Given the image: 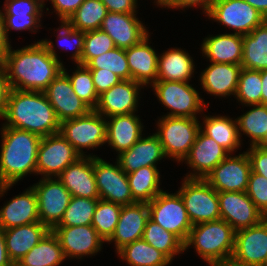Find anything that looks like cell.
Here are the masks:
<instances>
[{
  "instance_id": "cell-1",
  "label": "cell",
  "mask_w": 267,
  "mask_h": 266,
  "mask_svg": "<svg viewBox=\"0 0 267 266\" xmlns=\"http://www.w3.org/2000/svg\"><path fill=\"white\" fill-rule=\"evenodd\" d=\"M2 61L11 89L43 92L62 71L63 62L47 39L14 50Z\"/></svg>"
},
{
  "instance_id": "cell-2",
  "label": "cell",
  "mask_w": 267,
  "mask_h": 266,
  "mask_svg": "<svg viewBox=\"0 0 267 266\" xmlns=\"http://www.w3.org/2000/svg\"><path fill=\"white\" fill-rule=\"evenodd\" d=\"M0 131V197H3L28 173L37 175V154L42 137L8 126H2Z\"/></svg>"
},
{
  "instance_id": "cell-3",
  "label": "cell",
  "mask_w": 267,
  "mask_h": 266,
  "mask_svg": "<svg viewBox=\"0 0 267 266\" xmlns=\"http://www.w3.org/2000/svg\"><path fill=\"white\" fill-rule=\"evenodd\" d=\"M3 126L18 128L41 137L60 131L54 108L44 92L11 89Z\"/></svg>"
},
{
  "instance_id": "cell-4",
  "label": "cell",
  "mask_w": 267,
  "mask_h": 266,
  "mask_svg": "<svg viewBox=\"0 0 267 266\" xmlns=\"http://www.w3.org/2000/svg\"><path fill=\"white\" fill-rule=\"evenodd\" d=\"M235 231L223 219L198 223L190 229L184 250L193 246L198 256L208 264L231 259Z\"/></svg>"
},
{
  "instance_id": "cell-5",
  "label": "cell",
  "mask_w": 267,
  "mask_h": 266,
  "mask_svg": "<svg viewBox=\"0 0 267 266\" xmlns=\"http://www.w3.org/2000/svg\"><path fill=\"white\" fill-rule=\"evenodd\" d=\"M198 118L164 116L158 120L155 133L163 147L165 156L184 162L200 131Z\"/></svg>"
},
{
  "instance_id": "cell-6",
  "label": "cell",
  "mask_w": 267,
  "mask_h": 266,
  "mask_svg": "<svg viewBox=\"0 0 267 266\" xmlns=\"http://www.w3.org/2000/svg\"><path fill=\"white\" fill-rule=\"evenodd\" d=\"M59 132L81 157H96V155L84 154L86 152L83 151V148L94 150L106 144L107 122L103 115L92 109L83 116L62 121Z\"/></svg>"
},
{
  "instance_id": "cell-7",
  "label": "cell",
  "mask_w": 267,
  "mask_h": 266,
  "mask_svg": "<svg viewBox=\"0 0 267 266\" xmlns=\"http://www.w3.org/2000/svg\"><path fill=\"white\" fill-rule=\"evenodd\" d=\"M180 194L192 225L221 219L218 192L201 178H184Z\"/></svg>"
},
{
  "instance_id": "cell-8",
  "label": "cell",
  "mask_w": 267,
  "mask_h": 266,
  "mask_svg": "<svg viewBox=\"0 0 267 266\" xmlns=\"http://www.w3.org/2000/svg\"><path fill=\"white\" fill-rule=\"evenodd\" d=\"M158 100L171 112L163 116L198 118L207 105L189 82L156 81L151 85Z\"/></svg>"
},
{
  "instance_id": "cell-9",
  "label": "cell",
  "mask_w": 267,
  "mask_h": 266,
  "mask_svg": "<svg viewBox=\"0 0 267 266\" xmlns=\"http://www.w3.org/2000/svg\"><path fill=\"white\" fill-rule=\"evenodd\" d=\"M147 204L149 218L185 243L193 225L180 194L162 191Z\"/></svg>"
},
{
  "instance_id": "cell-10",
  "label": "cell",
  "mask_w": 267,
  "mask_h": 266,
  "mask_svg": "<svg viewBox=\"0 0 267 266\" xmlns=\"http://www.w3.org/2000/svg\"><path fill=\"white\" fill-rule=\"evenodd\" d=\"M221 25L234 30V34L247 35L266 18L244 0H216L205 15Z\"/></svg>"
},
{
  "instance_id": "cell-11",
  "label": "cell",
  "mask_w": 267,
  "mask_h": 266,
  "mask_svg": "<svg viewBox=\"0 0 267 266\" xmlns=\"http://www.w3.org/2000/svg\"><path fill=\"white\" fill-rule=\"evenodd\" d=\"M81 155L60 132L41 138L37 154V174L42 178L58 177L68 166L75 163Z\"/></svg>"
},
{
  "instance_id": "cell-12",
  "label": "cell",
  "mask_w": 267,
  "mask_h": 266,
  "mask_svg": "<svg viewBox=\"0 0 267 266\" xmlns=\"http://www.w3.org/2000/svg\"><path fill=\"white\" fill-rule=\"evenodd\" d=\"M38 201L40 223L52 231L62 219L71 199V193L57 178H41L32 185Z\"/></svg>"
},
{
  "instance_id": "cell-13",
  "label": "cell",
  "mask_w": 267,
  "mask_h": 266,
  "mask_svg": "<svg viewBox=\"0 0 267 266\" xmlns=\"http://www.w3.org/2000/svg\"><path fill=\"white\" fill-rule=\"evenodd\" d=\"M94 175L100 199L122 206L133 204L127 173L121 169L118 161L115 165L101 157H94Z\"/></svg>"
},
{
  "instance_id": "cell-14",
  "label": "cell",
  "mask_w": 267,
  "mask_h": 266,
  "mask_svg": "<svg viewBox=\"0 0 267 266\" xmlns=\"http://www.w3.org/2000/svg\"><path fill=\"white\" fill-rule=\"evenodd\" d=\"M250 173L251 162L245 151L236 156L229 154L205 177V180L217 192H245Z\"/></svg>"
},
{
  "instance_id": "cell-15",
  "label": "cell",
  "mask_w": 267,
  "mask_h": 266,
  "mask_svg": "<svg viewBox=\"0 0 267 266\" xmlns=\"http://www.w3.org/2000/svg\"><path fill=\"white\" fill-rule=\"evenodd\" d=\"M231 259L244 266H264L267 260V218L235 232Z\"/></svg>"
},
{
  "instance_id": "cell-16",
  "label": "cell",
  "mask_w": 267,
  "mask_h": 266,
  "mask_svg": "<svg viewBox=\"0 0 267 266\" xmlns=\"http://www.w3.org/2000/svg\"><path fill=\"white\" fill-rule=\"evenodd\" d=\"M221 219L235 232L259 224L265 216L245 192H218Z\"/></svg>"
},
{
  "instance_id": "cell-17",
  "label": "cell",
  "mask_w": 267,
  "mask_h": 266,
  "mask_svg": "<svg viewBox=\"0 0 267 266\" xmlns=\"http://www.w3.org/2000/svg\"><path fill=\"white\" fill-rule=\"evenodd\" d=\"M43 92L54 108L60 123L83 116L92 110L74 92L68 76L63 71L58 74Z\"/></svg>"
},
{
  "instance_id": "cell-18",
  "label": "cell",
  "mask_w": 267,
  "mask_h": 266,
  "mask_svg": "<svg viewBox=\"0 0 267 266\" xmlns=\"http://www.w3.org/2000/svg\"><path fill=\"white\" fill-rule=\"evenodd\" d=\"M52 231L58 237L66 259L95 256L104 243L92 225L55 227Z\"/></svg>"
},
{
  "instance_id": "cell-19",
  "label": "cell",
  "mask_w": 267,
  "mask_h": 266,
  "mask_svg": "<svg viewBox=\"0 0 267 266\" xmlns=\"http://www.w3.org/2000/svg\"><path fill=\"white\" fill-rule=\"evenodd\" d=\"M144 86L132 79L121 80L118 84L99 95L94 110L109 118L114 115L136 113L139 92Z\"/></svg>"
},
{
  "instance_id": "cell-20",
  "label": "cell",
  "mask_w": 267,
  "mask_h": 266,
  "mask_svg": "<svg viewBox=\"0 0 267 266\" xmlns=\"http://www.w3.org/2000/svg\"><path fill=\"white\" fill-rule=\"evenodd\" d=\"M136 15L137 13L108 12L100 30L112 38L115 47L128 49L149 35L146 26Z\"/></svg>"
},
{
  "instance_id": "cell-21",
  "label": "cell",
  "mask_w": 267,
  "mask_h": 266,
  "mask_svg": "<svg viewBox=\"0 0 267 266\" xmlns=\"http://www.w3.org/2000/svg\"><path fill=\"white\" fill-rule=\"evenodd\" d=\"M229 153L221 147L214 139L205 135L201 130L198 132L190 153L184 159L191 167V173L186 178L205 177L221 162Z\"/></svg>"
},
{
  "instance_id": "cell-22",
  "label": "cell",
  "mask_w": 267,
  "mask_h": 266,
  "mask_svg": "<svg viewBox=\"0 0 267 266\" xmlns=\"http://www.w3.org/2000/svg\"><path fill=\"white\" fill-rule=\"evenodd\" d=\"M149 219V207L145 202H135L122 206L115 231L107 243L115 242L116 253L125 245L143 237L146 222Z\"/></svg>"
},
{
  "instance_id": "cell-23",
  "label": "cell",
  "mask_w": 267,
  "mask_h": 266,
  "mask_svg": "<svg viewBox=\"0 0 267 266\" xmlns=\"http://www.w3.org/2000/svg\"><path fill=\"white\" fill-rule=\"evenodd\" d=\"M71 196L100 199L94 175V156L80 157L57 177Z\"/></svg>"
},
{
  "instance_id": "cell-24",
  "label": "cell",
  "mask_w": 267,
  "mask_h": 266,
  "mask_svg": "<svg viewBox=\"0 0 267 266\" xmlns=\"http://www.w3.org/2000/svg\"><path fill=\"white\" fill-rule=\"evenodd\" d=\"M44 7V0H5L2 15L7 36L12 29L36 33V29L41 27Z\"/></svg>"
},
{
  "instance_id": "cell-25",
  "label": "cell",
  "mask_w": 267,
  "mask_h": 266,
  "mask_svg": "<svg viewBox=\"0 0 267 266\" xmlns=\"http://www.w3.org/2000/svg\"><path fill=\"white\" fill-rule=\"evenodd\" d=\"M163 158L166 156L162 144L154 133L148 137H141L130 149L118 155L117 161L121 169L128 174L141 167H157L158 161Z\"/></svg>"
},
{
  "instance_id": "cell-26",
  "label": "cell",
  "mask_w": 267,
  "mask_h": 266,
  "mask_svg": "<svg viewBox=\"0 0 267 266\" xmlns=\"http://www.w3.org/2000/svg\"><path fill=\"white\" fill-rule=\"evenodd\" d=\"M23 194L14 196L0 209V227L10 229L40 222L36 193L30 186Z\"/></svg>"
},
{
  "instance_id": "cell-27",
  "label": "cell",
  "mask_w": 267,
  "mask_h": 266,
  "mask_svg": "<svg viewBox=\"0 0 267 266\" xmlns=\"http://www.w3.org/2000/svg\"><path fill=\"white\" fill-rule=\"evenodd\" d=\"M241 64L211 62L200 74V82L205 92L213 96L227 97L237 90Z\"/></svg>"
},
{
  "instance_id": "cell-28",
  "label": "cell",
  "mask_w": 267,
  "mask_h": 266,
  "mask_svg": "<svg viewBox=\"0 0 267 266\" xmlns=\"http://www.w3.org/2000/svg\"><path fill=\"white\" fill-rule=\"evenodd\" d=\"M138 116L135 113H130L106 118V143L116 150L118 155L130 149L142 137L144 127Z\"/></svg>"
},
{
  "instance_id": "cell-29",
  "label": "cell",
  "mask_w": 267,
  "mask_h": 266,
  "mask_svg": "<svg viewBox=\"0 0 267 266\" xmlns=\"http://www.w3.org/2000/svg\"><path fill=\"white\" fill-rule=\"evenodd\" d=\"M149 36L139 44L126 49V57L130 69V79L144 87L157 81L158 54L149 45Z\"/></svg>"
},
{
  "instance_id": "cell-30",
  "label": "cell",
  "mask_w": 267,
  "mask_h": 266,
  "mask_svg": "<svg viewBox=\"0 0 267 266\" xmlns=\"http://www.w3.org/2000/svg\"><path fill=\"white\" fill-rule=\"evenodd\" d=\"M49 231L50 230L40 222L5 229V244L11 261H21Z\"/></svg>"
},
{
  "instance_id": "cell-31",
  "label": "cell",
  "mask_w": 267,
  "mask_h": 266,
  "mask_svg": "<svg viewBox=\"0 0 267 266\" xmlns=\"http://www.w3.org/2000/svg\"><path fill=\"white\" fill-rule=\"evenodd\" d=\"M201 50L209 62L241 64L243 35L224 33L207 36L203 40Z\"/></svg>"
},
{
  "instance_id": "cell-32",
  "label": "cell",
  "mask_w": 267,
  "mask_h": 266,
  "mask_svg": "<svg viewBox=\"0 0 267 266\" xmlns=\"http://www.w3.org/2000/svg\"><path fill=\"white\" fill-rule=\"evenodd\" d=\"M195 65L188 52L171 48L158 56L157 81L189 82Z\"/></svg>"
},
{
  "instance_id": "cell-33",
  "label": "cell",
  "mask_w": 267,
  "mask_h": 266,
  "mask_svg": "<svg viewBox=\"0 0 267 266\" xmlns=\"http://www.w3.org/2000/svg\"><path fill=\"white\" fill-rule=\"evenodd\" d=\"M205 116V117H204ZM203 116V125L200 130L208 137L214 139L229 154L238 150L241 146V139L238 130L237 118L233 120L229 116Z\"/></svg>"
},
{
  "instance_id": "cell-34",
  "label": "cell",
  "mask_w": 267,
  "mask_h": 266,
  "mask_svg": "<svg viewBox=\"0 0 267 266\" xmlns=\"http://www.w3.org/2000/svg\"><path fill=\"white\" fill-rule=\"evenodd\" d=\"M242 68L267 70V19L251 33L243 35Z\"/></svg>"
},
{
  "instance_id": "cell-35",
  "label": "cell",
  "mask_w": 267,
  "mask_h": 266,
  "mask_svg": "<svg viewBox=\"0 0 267 266\" xmlns=\"http://www.w3.org/2000/svg\"><path fill=\"white\" fill-rule=\"evenodd\" d=\"M160 172L157 167H141L127 174L133 199L136 202H151L163 189L160 188Z\"/></svg>"
},
{
  "instance_id": "cell-36",
  "label": "cell",
  "mask_w": 267,
  "mask_h": 266,
  "mask_svg": "<svg viewBox=\"0 0 267 266\" xmlns=\"http://www.w3.org/2000/svg\"><path fill=\"white\" fill-rule=\"evenodd\" d=\"M66 260L58 237L49 231L22 259L27 266H60Z\"/></svg>"
},
{
  "instance_id": "cell-37",
  "label": "cell",
  "mask_w": 267,
  "mask_h": 266,
  "mask_svg": "<svg viewBox=\"0 0 267 266\" xmlns=\"http://www.w3.org/2000/svg\"><path fill=\"white\" fill-rule=\"evenodd\" d=\"M117 253L120 259L125 260L130 266H167L172 262L143 238L125 245Z\"/></svg>"
},
{
  "instance_id": "cell-38",
  "label": "cell",
  "mask_w": 267,
  "mask_h": 266,
  "mask_svg": "<svg viewBox=\"0 0 267 266\" xmlns=\"http://www.w3.org/2000/svg\"><path fill=\"white\" fill-rule=\"evenodd\" d=\"M248 106L253 108L237 117L240 139L242 137L241 132H243L251 139L250 147L259 146L267 134V105L255 104Z\"/></svg>"
},
{
  "instance_id": "cell-39",
  "label": "cell",
  "mask_w": 267,
  "mask_h": 266,
  "mask_svg": "<svg viewBox=\"0 0 267 266\" xmlns=\"http://www.w3.org/2000/svg\"><path fill=\"white\" fill-rule=\"evenodd\" d=\"M142 238L156 250L164 253L171 261L175 255L185 251L184 243L176 235L163 229L150 218L146 222Z\"/></svg>"
},
{
  "instance_id": "cell-40",
  "label": "cell",
  "mask_w": 267,
  "mask_h": 266,
  "mask_svg": "<svg viewBox=\"0 0 267 266\" xmlns=\"http://www.w3.org/2000/svg\"><path fill=\"white\" fill-rule=\"evenodd\" d=\"M107 13L101 0H84L66 22L74 29L84 32L99 30Z\"/></svg>"
},
{
  "instance_id": "cell-41",
  "label": "cell",
  "mask_w": 267,
  "mask_h": 266,
  "mask_svg": "<svg viewBox=\"0 0 267 266\" xmlns=\"http://www.w3.org/2000/svg\"><path fill=\"white\" fill-rule=\"evenodd\" d=\"M98 200L72 196L56 227L91 225Z\"/></svg>"
},
{
  "instance_id": "cell-42",
  "label": "cell",
  "mask_w": 267,
  "mask_h": 266,
  "mask_svg": "<svg viewBox=\"0 0 267 266\" xmlns=\"http://www.w3.org/2000/svg\"><path fill=\"white\" fill-rule=\"evenodd\" d=\"M122 205L99 199L91 225L98 235L107 242L113 235L119 221Z\"/></svg>"
},
{
  "instance_id": "cell-43",
  "label": "cell",
  "mask_w": 267,
  "mask_h": 266,
  "mask_svg": "<svg viewBox=\"0 0 267 266\" xmlns=\"http://www.w3.org/2000/svg\"><path fill=\"white\" fill-rule=\"evenodd\" d=\"M261 71L242 68L235 97L242 105L261 104Z\"/></svg>"
},
{
  "instance_id": "cell-44",
  "label": "cell",
  "mask_w": 267,
  "mask_h": 266,
  "mask_svg": "<svg viewBox=\"0 0 267 266\" xmlns=\"http://www.w3.org/2000/svg\"><path fill=\"white\" fill-rule=\"evenodd\" d=\"M86 66L89 69H107L115 73L121 80H130V69L126 57V49L115 47L92 58Z\"/></svg>"
},
{
  "instance_id": "cell-45",
  "label": "cell",
  "mask_w": 267,
  "mask_h": 266,
  "mask_svg": "<svg viewBox=\"0 0 267 266\" xmlns=\"http://www.w3.org/2000/svg\"><path fill=\"white\" fill-rule=\"evenodd\" d=\"M62 71L68 76L74 92L91 109H94L98 103V94L95 90L90 69L86 65L77 64L73 75L68 74L63 66Z\"/></svg>"
},
{
  "instance_id": "cell-46",
  "label": "cell",
  "mask_w": 267,
  "mask_h": 266,
  "mask_svg": "<svg viewBox=\"0 0 267 266\" xmlns=\"http://www.w3.org/2000/svg\"><path fill=\"white\" fill-rule=\"evenodd\" d=\"M115 48L112 38L102 30L85 32L84 49L81 65H86L92 58Z\"/></svg>"
},
{
  "instance_id": "cell-47",
  "label": "cell",
  "mask_w": 267,
  "mask_h": 266,
  "mask_svg": "<svg viewBox=\"0 0 267 266\" xmlns=\"http://www.w3.org/2000/svg\"><path fill=\"white\" fill-rule=\"evenodd\" d=\"M55 31H59V33L57 34V41L60 42V45L64 46V49H71V47H73L74 52H72L71 58L73 61H75V64H81V57L84 49L85 32L74 29L66 21H61V26L58 28V30Z\"/></svg>"
},
{
  "instance_id": "cell-48",
  "label": "cell",
  "mask_w": 267,
  "mask_h": 266,
  "mask_svg": "<svg viewBox=\"0 0 267 266\" xmlns=\"http://www.w3.org/2000/svg\"><path fill=\"white\" fill-rule=\"evenodd\" d=\"M246 193L267 218V178L251 171Z\"/></svg>"
},
{
  "instance_id": "cell-49",
  "label": "cell",
  "mask_w": 267,
  "mask_h": 266,
  "mask_svg": "<svg viewBox=\"0 0 267 266\" xmlns=\"http://www.w3.org/2000/svg\"><path fill=\"white\" fill-rule=\"evenodd\" d=\"M90 72L98 96L121 81L115 73L107 69H90Z\"/></svg>"
},
{
  "instance_id": "cell-50",
  "label": "cell",
  "mask_w": 267,
  "mask_h": 266,
  "mask_svg": "<svg viewBox=\"0 0 267 266\" xmlns=\"http://www.w3.org/2000/svg\"><path fill=\"white\" fill-rule=\"evenodd\" d=\"M248 149L246 152L251 162V171L267 178V149L260 146Z\"/></svg>"
},
{
  "instance_id": "cell-51",
  "label": "cell",
  "mask_w": 267,
  "mask_h": 266,
  "mask_svg": "<svg viewBox=\"0 0 267 266\" xmlns=\"http://www.w3.org/2000/svg\"><path fill=\"white\" fill-rule=\"evenodd\" d=\"M216 0H165L159 7L163 8H191L200 7L202 11L207 14Z\"/></svg>"
},
{
  "instance_id": "cell-52",
  "label": "cell",
  "mask_w": 267,
  "mask_h": 266,
  "mask_svg": "<svg viewBox=\"0 0 267 266\" xmlns=\"http://www.w3.org/2000/svg\"><path fill=\"white\" fill-rule=\"evenodd\" d=\"M48 1V0H46ZM61 21H67L84 0H50ZM45 2V0H44Z\"/></svg>"
},
{
  "instance_id": "cell-53",
  "label": "cell",
  "mask_w": 267,
  "mask_h": 266,
  "mask_svg": "<svg viewBox=\"0 0 267 266\" xmlns=\"http://www.w3.org/2000/svg\"><path fill=\"white\" fill-rule=\"evenodd\" d=\"M108 12L136 13L137 0H101Z\"/></svg>"
},
{
  "instance_id": "cell-54",
  "label": "cell",
  "mask_w": 267,
  "mask_h": 266,
  "mask_svg": "<svg viewBox=\"0 0 267 266\" xmlns=\"http://www.w3.org/2000/svg\"><path fill=\"white\" fill-rule=\"evenodd\" d=\"M11 91L9 80L3 68L0 69V118H2L7 109L8 97Z\"/></svg>"
},
{
  "instance_id": "cell-55",
  "label": "cell",
  "mask_w": 267,
  "mask_h": 266,
  "mask_svg": "<svg viewBox=\"0 0 267 266\" xmlns=\"http://www.w3.org/2000/svg\"><path fill=\"white\" fill-rule=\"evenodd\" d=\"M11 42H9V37L6 34L5 23L0 10V60L3 61L5 54L9 51Z\"/></svg>"
},
{
  "instance_id": "cell-56",
  "label": "cell",
  "mask_w": 267,
  "mask_h": 266,
  "mask_svg": "<svg viewBox=\"0 0 267 266\" xmlns=\"http://www.w3.org/2000/svg\"><path fill=\"white\" fill-rule=\"evenodd\" d=\"M11 265L12 261L9 258L6 249L4 230L0 227V266H11Z\"/></svg>"
},
{
  "instance_id": "cell-57",
  "label": "cell",
  "mask_w": 267,
  "mask_h": 266,
  "mask_svg": "<svg viewBox=\"0 0 267 266\" xmlns=\"http://www.w3.org/2000/svg\"><path fill=\"white\" fill-rule=\"evenodd\" d=\"M267 19V0H244Z\"/></svg>"
},
{
  "instance_id": "cell-58",
  "label": "cell",
  "mask_w": 267,
  "mask_h": 266,
  "mask_svg": "<svg viewBox=\"0 0 267 266\" xmlns=\"http://www.w3.org/2000/svg\"><path fill=\"white\" fill-rule=\"evenodd\" d=\"M262 91H261V104L267 105V70L261 71Z\"/></svg>"
},
{
  "instance_id": "cell-59",
  "label": "cell",
  "mask_w": 267,
  "mask_h": 266,
  "mask_svg": "<svg viewBox=\"0 0 267 266\" xmlns=\"http://www.w3.org/2000/svg\"><path fill=\"white\" fill-rule=\"evenodd\" d=\"M208 265H210V266H244L242 264L235 262L232 259L216 261V262L210 263Z\"/></svg>"
},
{
  "instance_id": "cell-60",
  "label": "cell",
  "mask_w": 267,
  "mask_h": 266,
  "mask_svg": "<svg viewBox=\"0 0 267 266\" xmlns=\"http://www.w3.org/2000/svg\"><path fill=\"white\" fill-rule=\"evenodd\" d=\"M11 266H27V265L23 264L21 261H15V262H12Z\"/></svg>"
},
{
  "instance_id": "cell-61",
  "label": "cell",
  "mask_w": 267,
  "mask_h": 266,
  "mask_svg": "<svg viewBox=\"0 0 267 266\" xmlns=\"http://www.w3.org/2000/svg\"><path fill=\"white\" fill-rule=\"evenodd\" d=\"M259 146L267 149V134L264 141Z\"/></svg>"
},
{
  "instance_id": "cell-62",
  "label": "cell",
  "mask_w": 267,
  "mask_h": 266,
  "mask_svg": "<svg viewBox=\"0 0 267 266\" xmlns=\"http://www.w3.org/2000/svg\"><path fill=\"white\" fill-rule=\"evenodd\" d=\"M165 0H155L154 3L156 2L157 6H160Z\"/></svg>"
},
{
  "instance_id": "cell-63",
  "label": "cell",
  "mask_w": 267,
  "mask_h": 266,
  "mask_svg": "<svg viewBox=\"0 0 267 266\" xmlns=\"http://www.w3.org/2000/svg\"><path fill=\"white\" fill-rule=\"evenodd\" d=\"M2 68V61L0 60V69Z\"/></svg>"
}]
</instances>
